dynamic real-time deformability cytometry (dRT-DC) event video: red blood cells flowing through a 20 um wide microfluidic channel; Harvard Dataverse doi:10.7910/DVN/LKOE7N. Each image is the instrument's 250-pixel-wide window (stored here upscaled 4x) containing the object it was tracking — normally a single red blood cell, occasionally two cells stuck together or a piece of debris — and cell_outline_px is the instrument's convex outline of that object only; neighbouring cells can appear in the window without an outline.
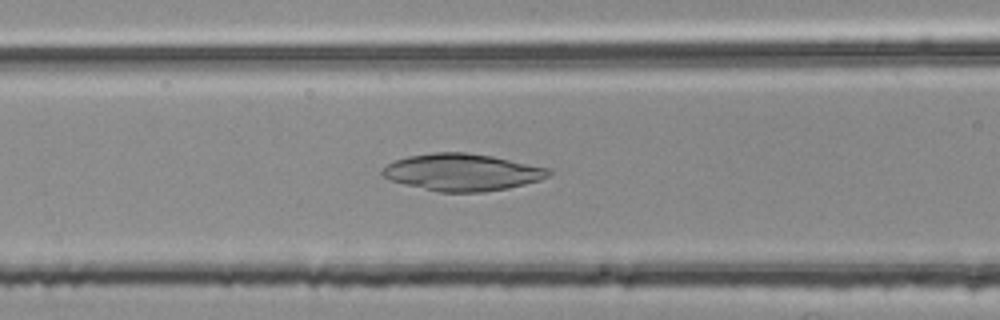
{"species": "common noctule bat (a hibernating species)", "species_latin": "Nyctalus noctula", "temperature_condition": "room temperature", "stored_images_in_passage": 39, "camera_frame_rate_fps": 3000, "um_per_image_px": 0.085, "animal": {"sex": "female", "body_mass_g": 25.1}, "frame": {"image": 1, "passage_image": 8, "time_ms": 2.333, "image_size_px": [1000, 320], "cell_outline_px": [[552, 172], [548, 176], [540, 180], [508, 188], [484, 192], [440, 192], [404, 184], [392, 180], [384, 176], [380, 172], [388, 164], [396, 160], [408, 156], [432, 152], [464, 152], [492, 156], [552, 168]], "centroid_in_image_um": [39.33, 14.63], "position_along_channel_um": 127.3, "area_um2": 35.84}}
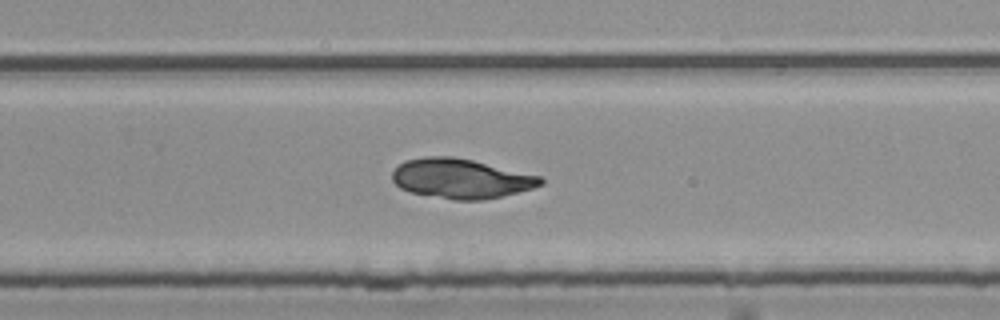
{"frame": {"image": 2, "passage_image": 21, "time_ms": 6.667, "image_size_px": [1000, 320], "cell_outline_px": [[544, 184], [532, 188], [484, 200], [456, 200], [412, 192], [400, 188], [392, 180], [392, 172], [404, 160], [424, 156], [452, 156], [472, 160], [540, 176], [544, 180]], "centroid_in_image_um": [39.16, 15.17], "position_along_channel_um": 290.6, "area_um2": 33.99}}
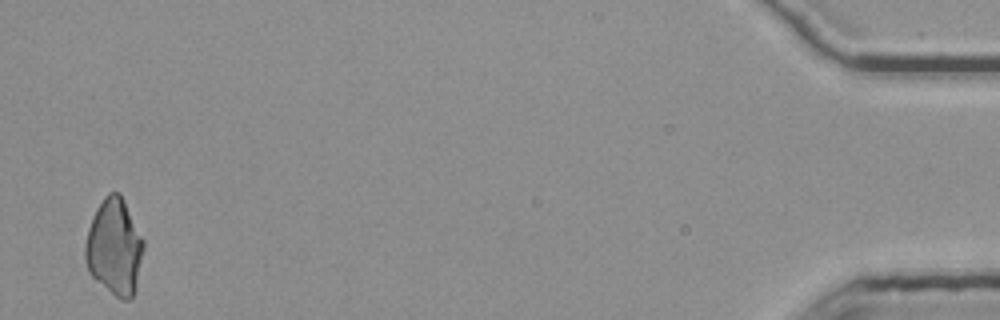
{"frame": {"image": 3, "passage_image": 39, "time_ms": 12.667, "image_size_px": [1000, 320], "cell_outline_px": [[144, 248], [136, 288], [132, 296], [128, 300], [120, 300], [96, 280], [88, 272], [84, 256], [84, 244], [88, 228], [96, 208], [104, 196], [108, 192], [120, 192], [144, 240]], "centroid_in_image_um": [9.71, 20.99], "position_along_channel_um": 425.5, "area_um2": 32.95}}